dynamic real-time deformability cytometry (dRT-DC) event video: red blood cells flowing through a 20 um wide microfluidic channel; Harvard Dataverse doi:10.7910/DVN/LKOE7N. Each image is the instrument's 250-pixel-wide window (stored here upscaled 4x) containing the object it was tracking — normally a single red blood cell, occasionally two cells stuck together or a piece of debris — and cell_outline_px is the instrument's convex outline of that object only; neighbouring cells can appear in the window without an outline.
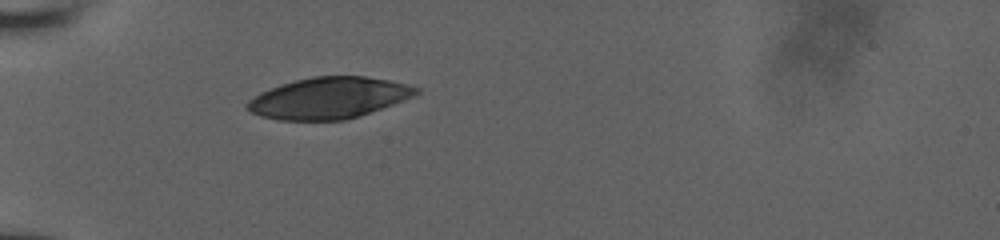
{"species": "human", "species_latin": "Homo sapiens", "temperature_condition": "room temperature", "stored_images_in_passage": 1, "camera_frame_rate_fps": 3000, "um_per_image_px": 0.085, "donor": {"sex": "male"}, "frame": {"image": 1, "passage_image": 1, "time_ms": 0.0, "image_size_px": [1000, 240], "cell_outline_px": [[420, 92], [416, 96], [344, 120], [276, 120], [260, 116], [252, 112], [244, 104], [248, 100], [260, 92], [280, 84], [312, 76], [364, 76], [388, 80], [420, 88]], "centroid_in_image_um": [27.91, 8.32], "position_along_channel_um": 57.1, "area_um2": 40.34}}